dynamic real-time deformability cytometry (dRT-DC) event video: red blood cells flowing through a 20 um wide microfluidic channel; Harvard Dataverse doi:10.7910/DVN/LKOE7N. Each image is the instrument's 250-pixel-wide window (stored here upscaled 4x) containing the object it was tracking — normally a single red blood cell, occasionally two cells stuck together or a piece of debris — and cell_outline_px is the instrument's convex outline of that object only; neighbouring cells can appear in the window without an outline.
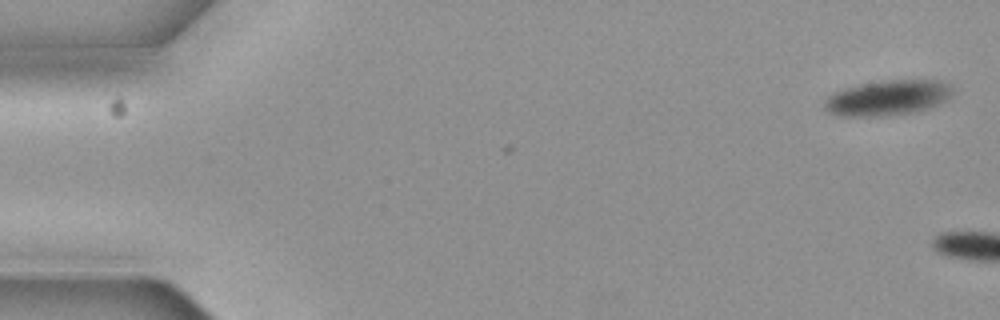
{"species": "common noctule bat (a hibernating species)", "species_latin": "Nyctalus noctula", "temperature_condition": "cold", "stored_images_in_passage": 2, "camera_frame_rate_fps": 3000, "um_per_image_px": 0.085, "animal": {"sex": "female", "body_mass_g": 19.3, "forearm_length_mm": 54.1}, "frame": {"image": 1, "passage_image": 1, "time_ms": 0.0, "image_size_px": [1000, 320], "cell_outline_px": [[952, 96], [936, 104], [912, 112], [880, 116], [840, 116], [828, 112], [824, 108], [824, 100], [832, 92], [860, 84], [892, 80], [940, 80], [948, 84], [952, 88]], "centroid_in_image_um": [75.4, 8.31], "position_along_channel_um": 9.6, "area_um2": 25.95}}